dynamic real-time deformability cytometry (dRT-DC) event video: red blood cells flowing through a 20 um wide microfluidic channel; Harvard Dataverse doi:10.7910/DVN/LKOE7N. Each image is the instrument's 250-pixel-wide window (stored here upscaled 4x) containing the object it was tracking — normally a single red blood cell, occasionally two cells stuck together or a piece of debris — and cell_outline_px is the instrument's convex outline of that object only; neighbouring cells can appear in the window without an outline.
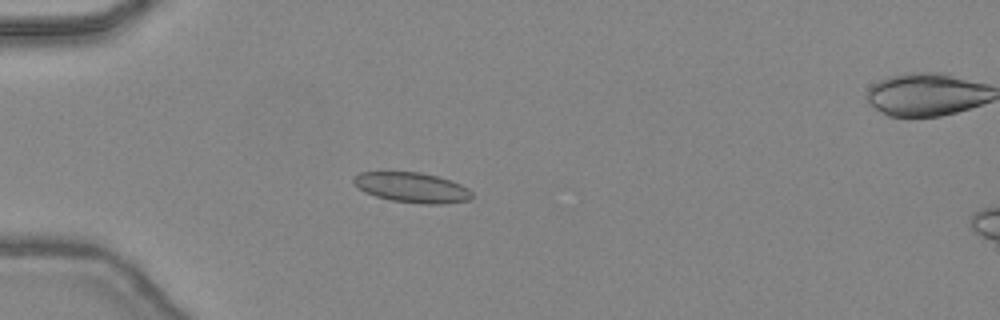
{"species": "common noctule bat (a hibernating species)", "species_latin": "Nyctalus noctula", "temperature_condition": "warm", "stored_images_in_passage": 38, "camera_frame_rate_fps": 3000, "um_per_image_px": 0.085, "animal": {"sex": "female", "body_mass_g": 24.6, "forearm_length_mm": 56.2}, "frame": {"image": 1, "passage_image": 5, "time_ms": 1.333, "image_size_px": [1000, 320], "cell_outline_px": [[472, 196], [468, 200], [444, 204], [424, 204], [392, 200], [376, 196], [364, 192], [352, 180], [360, 172], [420, 172], [452, 180], [468, 188], [472, 192]], "centroid_in_image_um": [35.05, 15.94], "position_along_channel_um": 49.9, "area_um2": 20.58}}
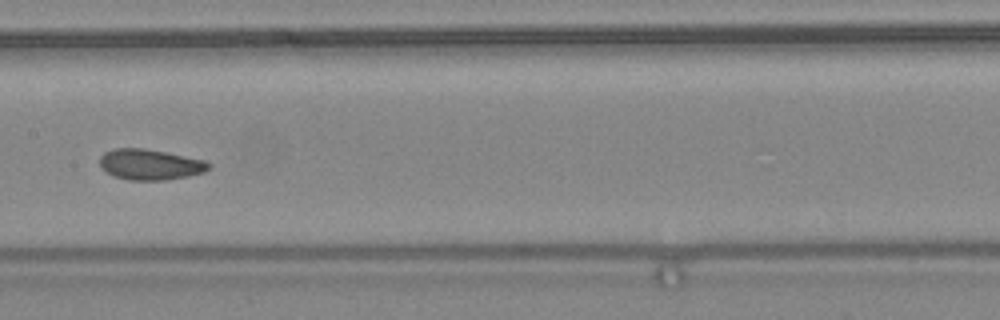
{"frame": {"image": 2, "passage_image": 16, "time_ms": 5.0, "image_size_px": [1000, 320], "cell_outline_px": [[212, 164], [204, 172], [188, 176], [164, 180], [128, 180], [112, 176], [100, 164], [100, 156], [104, 152], [112, 148], [144, 148], [204, 160]], "centroid_in_image_um": [12.73, 13.98], "position_along_channel_um": 194.7, "area_um2": 19.36}}
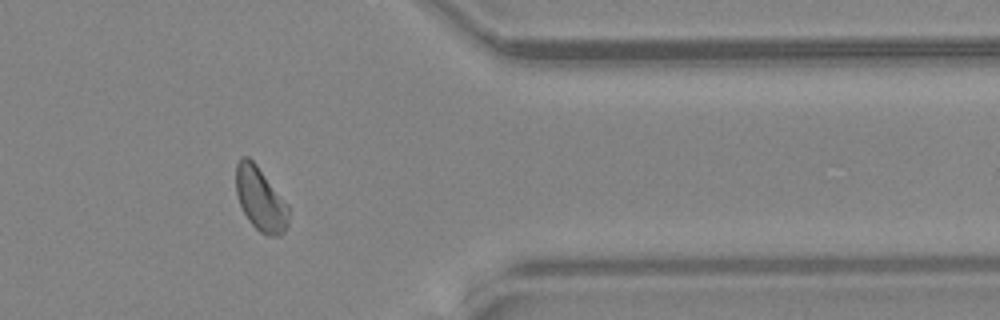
{"frame": {"image": 3, "passage_image": 30, "time_ms": 9.667, "image_size_px": [1000, 320], "cell_outline_px": [[288, 224], [284, 232], [280, 236], [268, 236], [260, 232], [248, 220], [240, 204], [236, 192], [236, 164], [240, 156], [248, 156], [256, 164], [288, 204]], "centroid_in_image_um": [22.13, 16.92], "position_along_channel_um": 389.3, "area_um2": 19.48}, "authors_computed_cell_mechanics": {"area_um2": 19.4786, "velocity_mm_per_s": 4.4732, "shape_relaxation_time_tau1_ms": 6.0475, "shape_relaxation_time_tau2_ms": 0.9802, "deformation_change_tau1": 0.0993, "deformation_change_tau2": 0.0553}}